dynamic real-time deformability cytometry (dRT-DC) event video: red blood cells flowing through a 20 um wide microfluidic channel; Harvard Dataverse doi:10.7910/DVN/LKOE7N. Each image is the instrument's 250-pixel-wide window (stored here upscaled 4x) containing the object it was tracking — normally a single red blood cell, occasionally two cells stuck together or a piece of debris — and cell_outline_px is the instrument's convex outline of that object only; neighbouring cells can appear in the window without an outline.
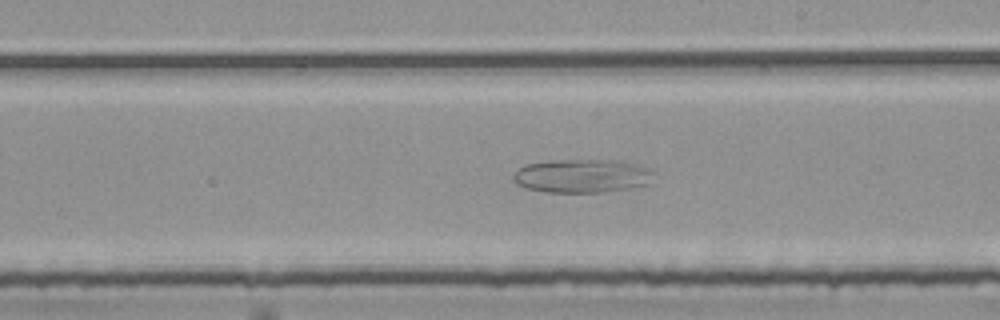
{"species": "common noctule bat (a hibernating species)", "species_latin": "Nyctalus noctula", "temperature_condition": "room temperature", "stored_images_in_passage": 55, "camera_frame_rate_fps": 3000, "um_per_image_px": 0.085, "animal": {"sex": "female", "body_mass_g": 25.1}, "frame": {"image": 1, "passage_image": 32, "time_ms": 10.333, "image_size_px": [1000, 320], "cell_outline_px": [[656, 172], [648, 184], [632, 188], [604, 192], [544, 192], [528, 188], [516, 184], [512, 180], [512, 176], [524, 164], [552, 160], [620, 160], [652, 168]], "centroid_in_image_um": [49.52, 14.95], "position_along_channel_um": 239.5, "area_um2": 27.86}}
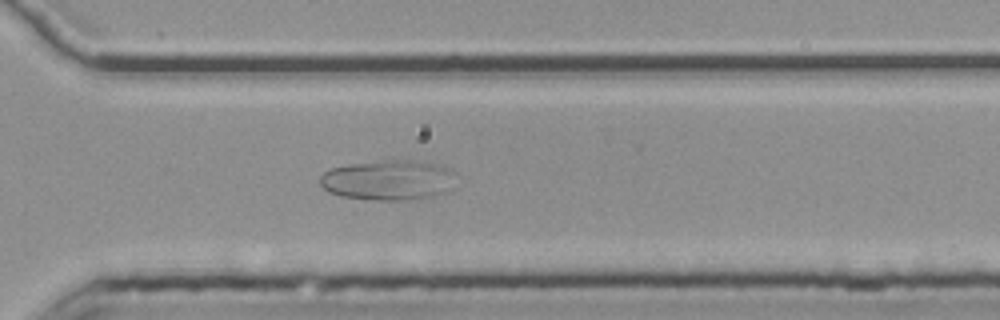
{"frame": {"image": 2, "passage_image": 40, "time_ms": 13.0, "image_size_px": [1000, 320], "cell_outline_px": [[456, 188], [420, 200], [372, 200], [340, 196], [328, 192], [320, 184], [320, 176], [324, 172], [332, 168], [352, 164], [396, 160], [412, 160], [436, 164], [452, 168], [456, 172]], "centroid_in_image_um": [33.1, 15.33], "position_along_channel_um": 337.5, "area_um2": 32.25}}
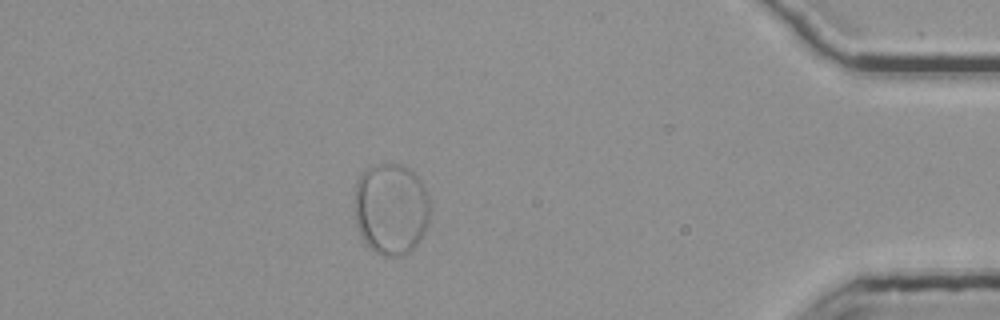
{"frame": {"image": 3, "passage_image": 49, "time_ms": 16.0, "image_size_px": [1000, 320], "cell_outline_px": [[428, 220], [424, 232], [416, 244], [404, 256], [384, 256], [376, 252], [364, 240], [356, 228], [352, 192], [356, 180], [368, 168], [376, 164], [400, 164], [408, 168], [424, 184], [428, 196]], "centroid_in_image_um": [33.18, 17.74], "position_along_channel_um": 402.0, "area_um2": 40.63}}